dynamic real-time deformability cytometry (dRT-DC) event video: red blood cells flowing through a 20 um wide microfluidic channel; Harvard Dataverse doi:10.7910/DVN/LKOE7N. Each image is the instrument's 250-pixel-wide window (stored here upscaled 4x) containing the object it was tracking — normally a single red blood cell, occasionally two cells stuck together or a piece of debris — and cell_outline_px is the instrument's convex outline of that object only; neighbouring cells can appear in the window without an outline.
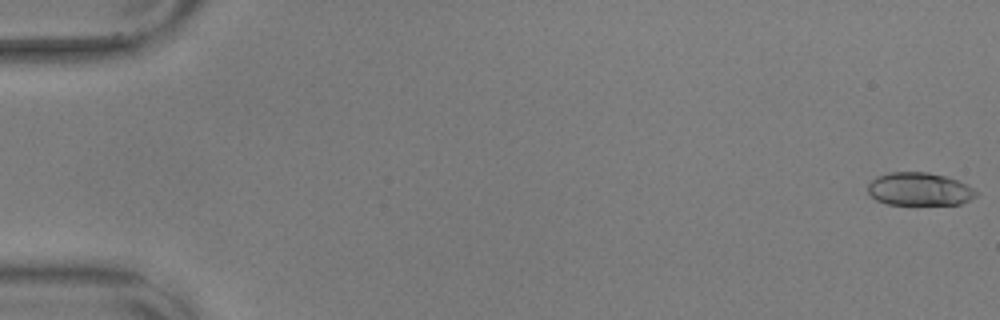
{"species": "common noctule bat (a hibernating species)", "species_latin": "Nyctalus noctula", "temperature_condition": "warm", "stored_images_in_passage": 11, "camera_frame_rate_fps": 3000, "um_per_image_px": 0.085, "animal": {"sex": "male", "body_mass_g": 17.9, "forearm_length_mm": 54.2}, "frame": {"image": 1, "passage_image": 1, "time_ms": 0.0, "image_size_px": [1000, 320], "cell_outline_px": [[980, 192], [976, 196], [960, 204], [888, 204], [876, 200], [868, 192], [868, 184], [876, 176], [888, 172], [928, 172], [944, 176], [968, 184]], "centroid_in_image_um": [78.16, 16.07], "position_along_channel_um": 6.8, "area_um2": 20.87}}